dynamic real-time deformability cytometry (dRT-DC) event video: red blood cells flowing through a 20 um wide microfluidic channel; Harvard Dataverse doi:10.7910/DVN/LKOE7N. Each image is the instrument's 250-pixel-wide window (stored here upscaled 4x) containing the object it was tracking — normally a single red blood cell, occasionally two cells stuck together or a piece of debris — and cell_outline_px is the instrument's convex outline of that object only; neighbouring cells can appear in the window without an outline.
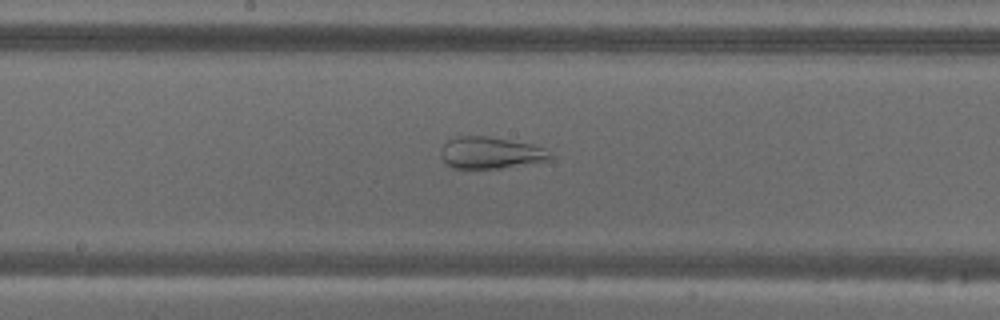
{"species": "common noctule bat (a hibernating species)", "species_latin": "Nyctalus noctula", "temperature_condition": "warm", "stored_images_in_passage": 55, "camera_frame_rate_fps": 3000, "um_per_image_px": 0.085, "animal": {"sex": "male", "body_mass_g": 18.8}, "frame": {"image": 1, "passage_image": 29, "time_ms": 9.333, "image_size_px": [1000, 320], "cell_outline_px": [[552, 156], [548, 160], [500, 168], [452, 168], [440, 156], [440, 152], [444, 144], [448, 140], [456, 136], [488, 136], [532, 144], [544, 148]], "centroid_in_image_um": [41.66, 12.98], "position_along_channel_um": 206.5, "area_um2": 20.0}}
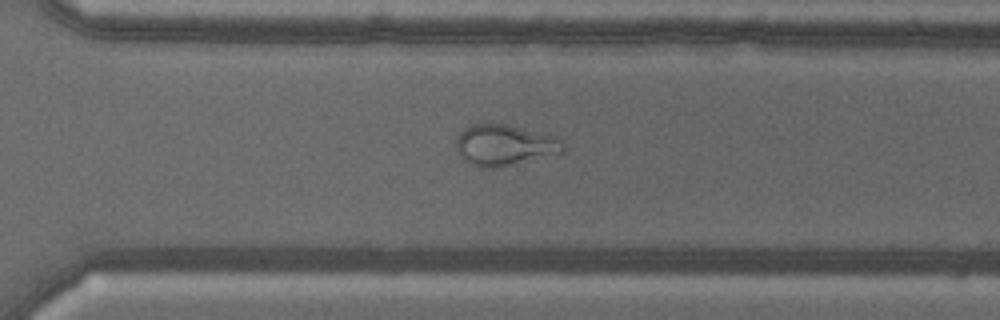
{"frame": {"image": 2, "passage_image": 39, "time_ms": 12.667, "image_size_px": [1000, 320], "cell_outline_px": [[564, 152], [500, 168], [480, 168], [472, 164], [456, 148], [456, 140], [460, 132], [464, 128], [472, 124], [484, 120], [508, 124], [556, 136], [564, 144]], "centroid_in_image_um": [42.89, 12.29], "position_along_channel_um": 327.7, "area_um2": 26.01}}
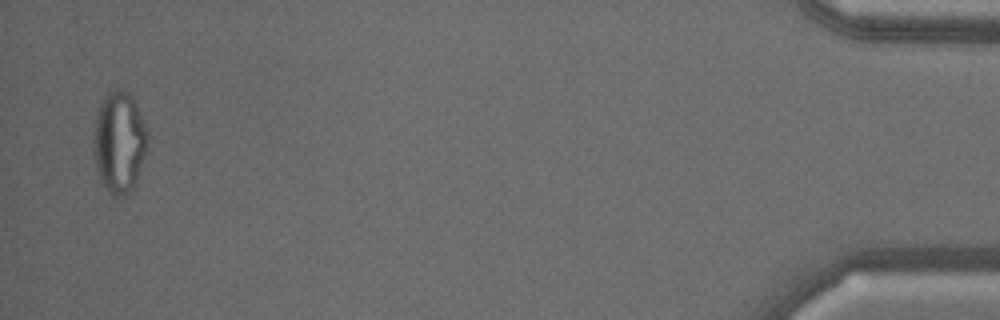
{"frame": {"image": 3, "passage_image": 54, "time_ms": 17.667, "image_size_px": [1000, 320], "cell_outline_px": [[148, 148], [136, 180], [132, 188], [124, 196], [112, 196], [108, 192], [100, 180], [92, 148], [92, 140], [96, 116], [100, 104], [104, 96], [108, 92], [116, 88], [120, 88], [128, 92], [136, 100], [148, 128]], "centroid_in_image_um": [10.15, 12.04], "position_along_channel_um": 425.1, "area_um2": 32.6}, "authors_computed_cell_mechanics": {"area_um2": 29.478, "velocity_mm_per_s": 3.6598, "shape_relaxation_time_tau1_ms": null, "shape_relaxation_time_tau2_ms": 1.3388, "deformation_change_tau1": null, "deformation_change_tau2": 0.085}}